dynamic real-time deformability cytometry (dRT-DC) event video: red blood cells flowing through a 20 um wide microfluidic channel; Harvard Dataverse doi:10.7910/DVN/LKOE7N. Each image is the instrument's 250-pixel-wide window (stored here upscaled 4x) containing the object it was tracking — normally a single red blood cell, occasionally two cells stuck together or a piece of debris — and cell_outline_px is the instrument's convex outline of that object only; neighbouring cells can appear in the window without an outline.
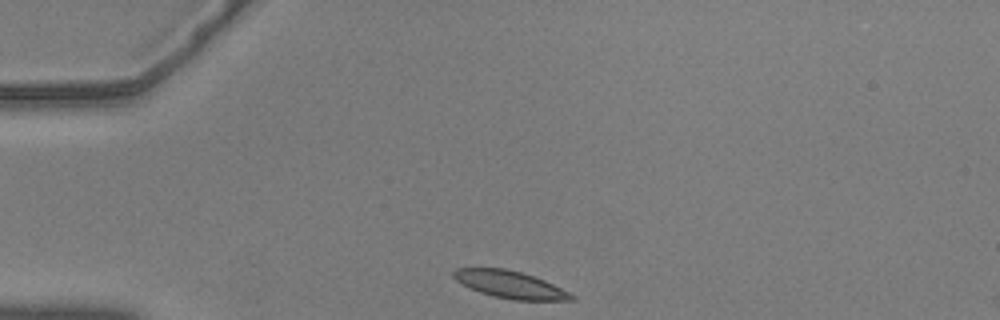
{"species": "common noctule bat (a hibernating species)", "species_latin": "Nyctalus noctula", "temperature_condition": "warm", "stored_images_in_passage": 36, "camera_frame_rate_fps": 3000, "um_per_image_px": 0.085, "animal": {"sex": "male", "body_mass_g": 20.5, "forearm_length_mm": 52.5}, "frame": {"image": 1, "passage_image": 1, "time_ms": 0.0, "image_size_px": [1000, 320], "cell_outline_px": [[576, 300], [512, 300], [480, 292], [456, 280], [452, 276], [452, 272], [456, 268], [504, 268], [520, 272], [544, 280], [576, 296]], "centroid_in_image_um": [43.36, 24.18], "position_along_channel_um": 41.6, "area_um2": 18.38}}
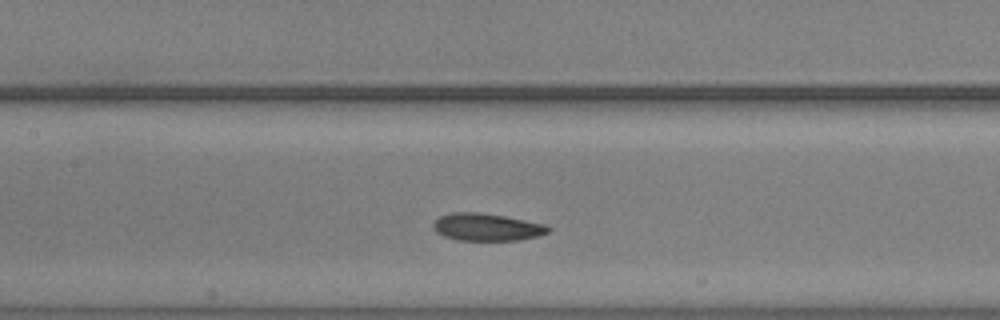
{"frame": {"image": 2, "passage_image": 14, "time_ms": 4.333, "image_size_px": [1000, 320], "cell_outline_px": [[552, 228], [548, 232], [540, 236], [516, 240], [460, 240], [444, 236], [436, 232], [432, 224], [440, 216], [452, 212], [480, 212], [504, 216], [544, 224]], "centroid_in_image_um": [41.38, 19.3], "position_along_channel_um": 166.0, "area_um2": 18.26}}
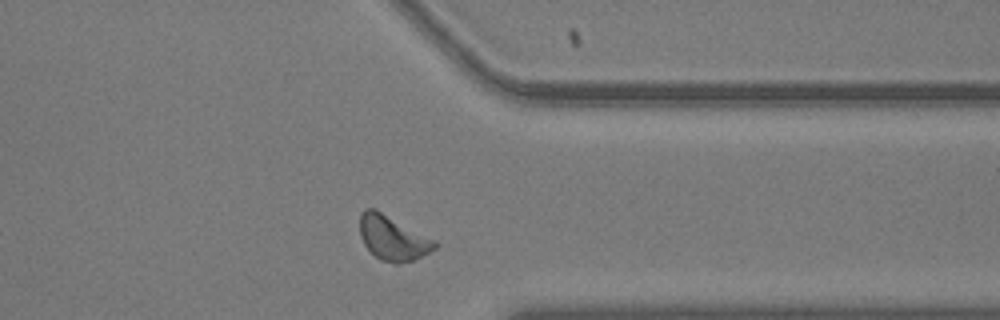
{"frame": {"image": 3, "passage_image": 32, "time_ms": 10.333, "image_size_px": [1000, 320], "cell_outline_px": [[440, 244], [436, 248], [412, 260], [400, 264], [392, 264], [380, 260], [364, 244], [360, 236], [360, 212], [364, 208], [372, 208], [436, 240]], "centroid_in_image_um": [33.38, 20.25], "position_along_channel_um": 378.0, "area_um2": 19.25}, "authors_computed_cell_mechanics": {"area_um2": 18.4671, "velocity_mm_per_s": 3.5952, "shape_relaxation_time_tau1_ms": 2.6415, "shape_relaxation_time_tau2_ms": 2.9131, "deformation_change_tau1": 0.0977, "deformation_change_tau2": 0.1087}}